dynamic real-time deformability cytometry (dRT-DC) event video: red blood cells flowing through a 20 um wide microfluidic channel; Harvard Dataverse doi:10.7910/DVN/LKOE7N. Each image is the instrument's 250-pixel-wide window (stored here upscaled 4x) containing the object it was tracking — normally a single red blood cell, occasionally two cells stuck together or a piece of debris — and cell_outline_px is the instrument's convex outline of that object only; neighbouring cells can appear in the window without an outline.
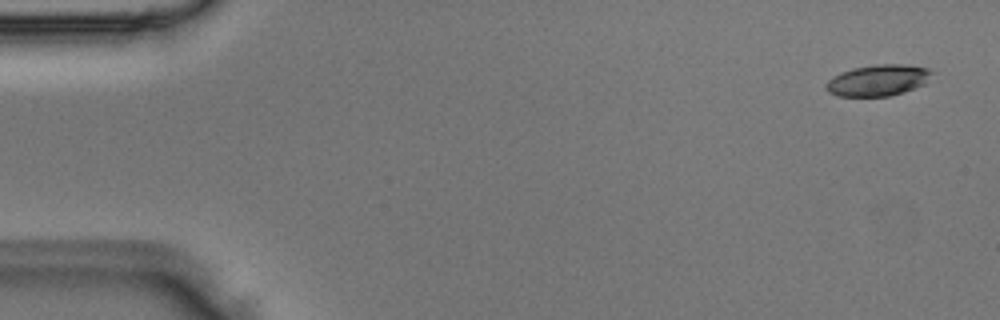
{"species": "Egyptian fruit bat (a non-hibernating species)", "species_latin": "Rousettus aegyptiacus", "temperature_condition": "room temperature", "stored_images_in_passage": 6, "camera_frame_rate_fps": 3000, "um_per_image_px": 0.085, "animal": {"sex": "male"}, "frame": {"image": 1, "passage_image": 1, "time_ms": 0.0, "image_size_px": [1000, 320], "cell_outline_px": [[936, 72], [924, 84], [904, 92], [888, 96], [836, 96], [828, 92], [824, 88], [824, 84], [832, 76], [840, 72], [852, 68], [876, 64], [908, 64], [928, 68]], "centroid_in_image_um": [74.62, 6.81], "position_along_channel_um": 10.4, "area_um2": 19.65}}
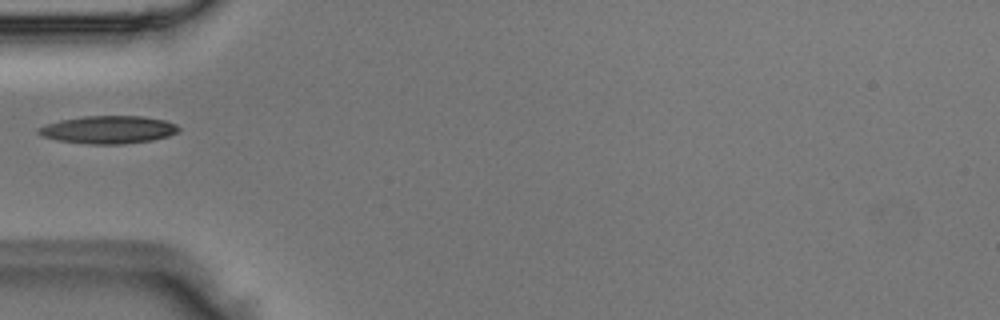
{"frame": {"image": 2, "passage_image": 5, "time_ms": 1.333, "image_size_px": [1000, 320], "cell_outline_px": [[180, 132], [168, 136], [152, 140], [124, 144], [88, 144], [56, 140], [40, 136], [36, 132], [36, 128], [60, 120], [84, 116], [144, 116], [164, 120], [176, 124], [180, 128]], "centroid_in_image_um": [9.2, 11.03], "position_along_channel_um": 75.8, "area_um2": 22.89}}
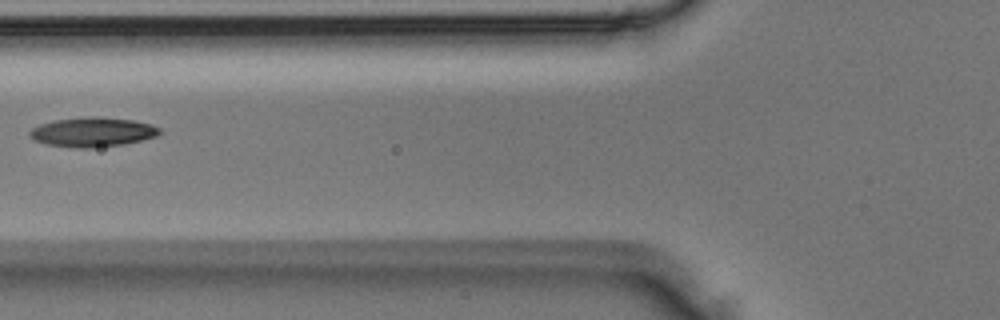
{"frame": {"image": 3, "passage_image": 6, "time_ms": 1.667, "image_size_px": [1000, 320], "cell_outline_px": [[160, 132], [156, 136], [124, 144], [92, 148], [72, 148], [44, 144], [32, 140], [28, 136], [28, 132], [32, 128], [40, 124], [56, 120], [88, 116], [96, 116], [132, 120], [152, 124], [160, 128]], "centroid_in_image_um": [7.81, 11.23], "position_along_channel_um": 118.0, "area_um2": 22.48}}